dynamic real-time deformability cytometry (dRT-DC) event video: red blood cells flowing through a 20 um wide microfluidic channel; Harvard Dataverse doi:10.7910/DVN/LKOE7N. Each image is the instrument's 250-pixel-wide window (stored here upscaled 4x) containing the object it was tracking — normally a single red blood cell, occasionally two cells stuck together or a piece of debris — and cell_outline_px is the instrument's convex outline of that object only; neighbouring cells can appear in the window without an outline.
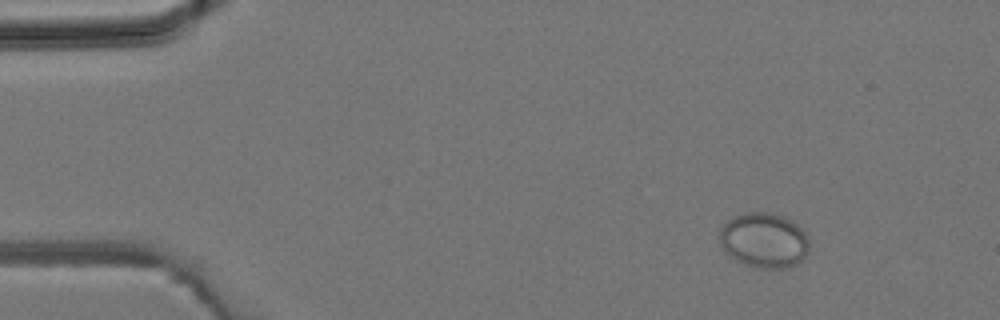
{"species": "common noctule bat (a hibernating species)", "species_latin": "Nyctalus noctula", "temperature_condition": "room temperature", "stored_images_in_passage": 4, "camera_frame_rate_fps": 3000, "um_per_image_px": 0.085, "animal": {"sex": "male", "body_mass_g": 19.2, "forearm_length_mm": 51.8}, "frame": {"image": 1, "passage_image": 1, "time_ms": 0.0, "image_size_px": [1000, 320], "cell_outline_px": [[808, 252], [796, 264], [788, 268], [756, 268], [744, 264], [736, 260], [720, 244], [720, 228], [732, 216], [744, 212], [768, 212], [792, 220], [808, 236]], "centroid_in_image_um": [64.94, 20.42], "position_along_channel_um": 20.1, "area_um2": 28.67}}